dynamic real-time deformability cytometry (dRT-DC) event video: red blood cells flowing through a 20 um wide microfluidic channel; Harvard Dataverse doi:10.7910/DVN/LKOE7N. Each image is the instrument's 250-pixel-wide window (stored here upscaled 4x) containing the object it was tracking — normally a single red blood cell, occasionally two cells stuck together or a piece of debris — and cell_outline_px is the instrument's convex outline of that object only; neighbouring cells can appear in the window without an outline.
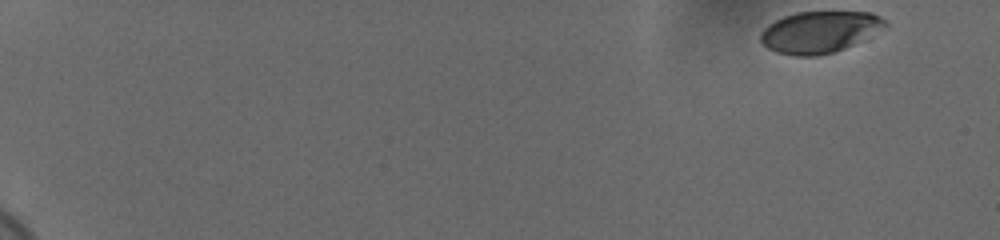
{"species": "human", "species_latin": "Homo sapiens", "temperature_condition": "cold", "stored_images_in_passage": 52, "camera_frame_rate_fps": 3000, "um_per_image_px": 0.085, "donor": {"sex": "female"}, "frame": {"image": 1, "passage_image": 1, "time_ms": 0.0, "image_size_px": [1000, 240], "cell_outline_px": [[888, 28], [844, 48], [832, 52], [816, 56], [796, 56], [776, 52], [768, 48], [760, 40], [760, 32], [768, 24], [784, 16], [796, 12], [872, 12], [880, 16], [888, 24]], "centroid_in_image_um": [69.69, 2.71], "position_along_channel_um": 15.3, "area_um2": 30.29}}
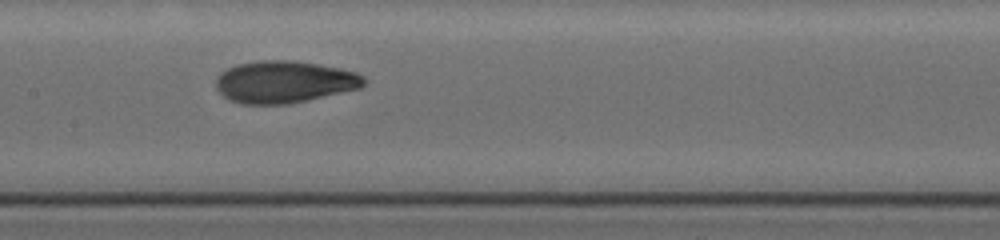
{"frame": {"image": 2, "passage_image": 30, "time_ms": 9.667, "image_size_px": [1000, 240], "cell_outline_px": [[368, 80], [360, 88], [288, 104], [240, 104], [228, 100], [216, 88], [216, 76], [220, 72], [236, 64], [260, 60], [292, 60], [340, 68], [356, 72], [364, 76]], "centroid_in_image_um": [24.14, 6.96], "position_along_channel_um": 183.3, "area_um2": 36.41}}
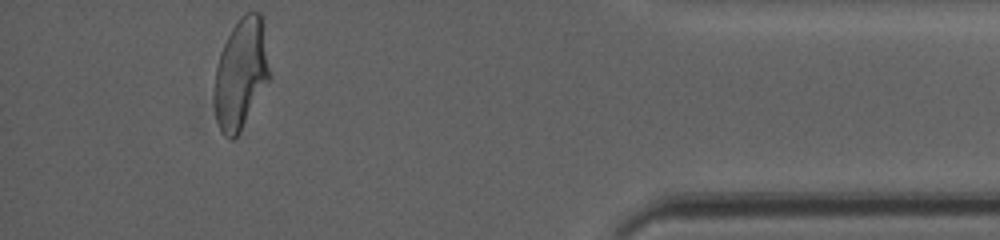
{"frame": {"image": 3, "passage_image": 52, "time_ms": 17.0, "image_size_px": [1000, 240], "cell_outline_px": [[272, 76], [236, 136], [232, 140], [224, 136], [220, 132], [216, 120], [216, 68], [220, 52], [232, 28], [240, 16], [244, 12], [260, 12]], "centroid_in_image_um": [20.5, 6.24], "position_along_channel_um": 414.7, "area_um2": 34.97}, "authors_computed_cell_mechanics": {"area_um2": 34.7089, "velocity_mm_per_s": 3.6723, "shape_relaxation_time_tau1_ms": 3.9462, "shape_relaxation_time_tau2_ms": 1.5783, "deformation_change_tau1": 0.159, "deformation_change_tau2": 0.0712}}